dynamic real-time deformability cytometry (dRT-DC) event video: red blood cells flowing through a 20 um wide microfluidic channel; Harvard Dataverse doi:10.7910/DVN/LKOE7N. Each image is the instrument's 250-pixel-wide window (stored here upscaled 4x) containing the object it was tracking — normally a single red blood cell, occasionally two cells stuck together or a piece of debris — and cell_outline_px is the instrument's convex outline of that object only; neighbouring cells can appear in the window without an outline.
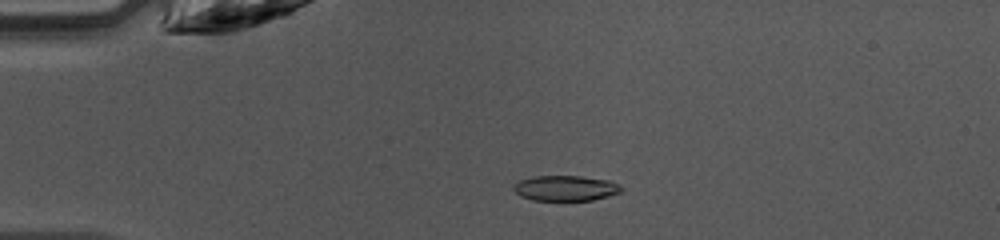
{"species": "common noctule bat (a hibernating species)", "species_latin": "Nyctalus noctula", "temperature_condition": "warm", "stored_images_in_passage": 47, "camera_frame_rate_fps": 3000, "um_per_image_px": 0.085, "animal": {"sex": "female", "body_mass_g": 10.0, "forearm_length_mm": 53.1}, "frame": {"image": 1, "passage_image": 11, "time_ms": 3.333, "image_size_px": [1000, 240], "cell_outline_px": [[624, 188], [620, 192], [608, 196], [592, 200], [532, 200], [520, 196], [512, 188], [512, 184], [516, 180], [536, 176], [580, 176], [608, 180]], "centroid_in_image_um": [48.01, 15.99], "position_along_channel_um": 37.0, "area_um2": 15.95}}
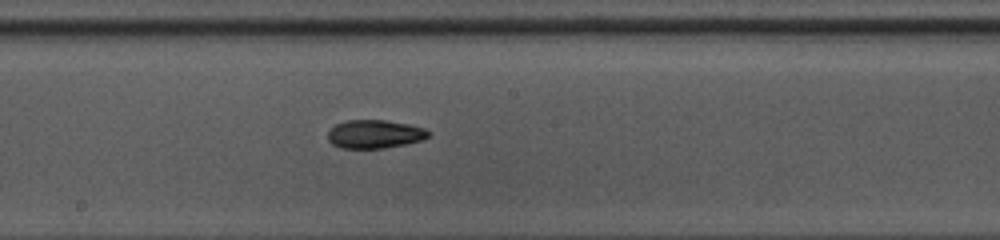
{"frame": {"image": 2, "passage_image": 26, "time_ms": 8.333, "image_size_px": [1000, 240], "cell_outline_px": [[428, 136], [424, 140], [384, 148], [340, 148], [332, 144], [328, 140], [328, 132], [336, 124], [344, 120], [384, 120], [408, 124], [424, 128], [428, 132]], "centroid_in_image_um": [31.82, 11.4], "position_along_channel_um": 216.4, "area_um2": 16.59}}
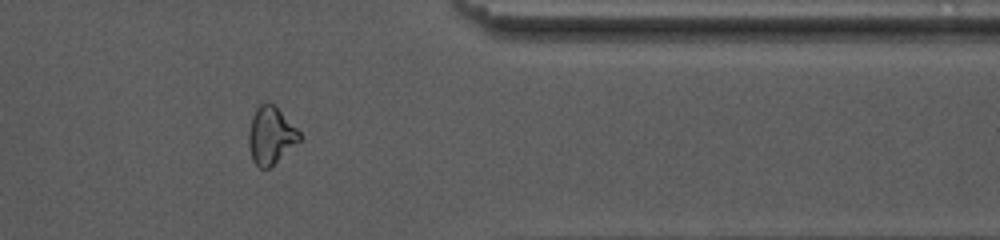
{"frame": {"image": 3, "passage_image": 39, "time_ms": 12.667, "image_size_px": [1000, 240], "cell_outline_px": [[300, 140], [268, 168], [260, 168], [252, 160], [248, 144], [248, 132], [252, 116], [256, 108], [260, 104], [268, 100], [276, 104], [300, 132]], "centroid_in_image_um": [22.99, 11.45], "position_along_channel_um": 388.4, "area_um2": 17.05}, "authors_computed_cell_mechanics": {"area_um2": 16.6464, "velocity_mm_per_s": 4.2315, "shape_relaxation_time_tau1_ms": 4.5871, "shape_relaxation_time_tau2_ms": 2.6781, "deformation_change_tau1": 0.1466, "deformation_change_tau2": 0.0873}}